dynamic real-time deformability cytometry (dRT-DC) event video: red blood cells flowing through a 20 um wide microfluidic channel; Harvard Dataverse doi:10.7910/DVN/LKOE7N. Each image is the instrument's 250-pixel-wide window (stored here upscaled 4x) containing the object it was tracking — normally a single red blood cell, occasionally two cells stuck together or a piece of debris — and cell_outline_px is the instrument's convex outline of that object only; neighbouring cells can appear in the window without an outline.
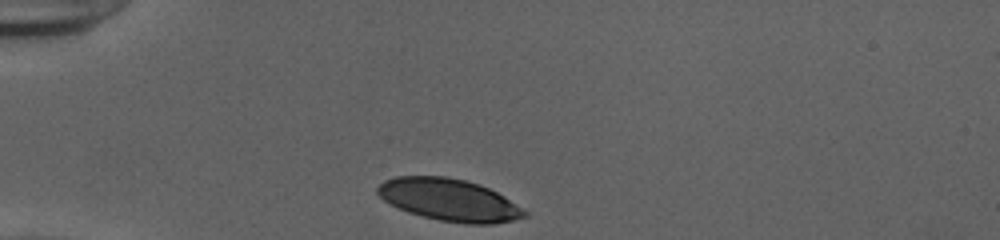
{"species": "human", "species_latin": "Homo sapiens", "temperature_condition": "cold", "stored_images_in_passage": 31, "camera_frame_rate_fps": 3000, "um_per_image_px": 0.085, "donor": {"sex": "female"}, "frame": {"image": 1, "passage_image": 1, "time_ms": 0.0, "image_size_px": [1000, 240], "cell_outline_px": [[528, 216], [516, 220], [492, 224], [468, 224], [440, 220], [408, 212], [388, 204], [376, 192], [376, 188], [384, 180], [396, 176], [448, 176], [480, 184], [504, 196], [528, 212]], "centroid_in_image_um": [38.18, 16.99], "position_along_channel_um": 46.8, "area_um2": 36.18}}
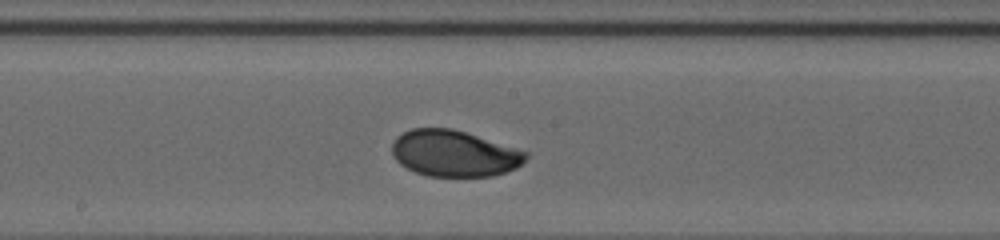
{"frame": {"image": 2, "passage_image": 16, "time_ms": 5.0, "image_size_px": [1000, 240], "cell_outline_px": [[528, 156], [516, 168], [492, 176], [428, 176], [416, 172], [400, 164], [392, 156], [392, 144], [396, 136], [412, 128], [452, 128], [516, 148], [528, 152]], "centroid_in_image_um": [38.57, 13.04], "position_along_channel_um": 209.6, "area_um2": 35.89}}
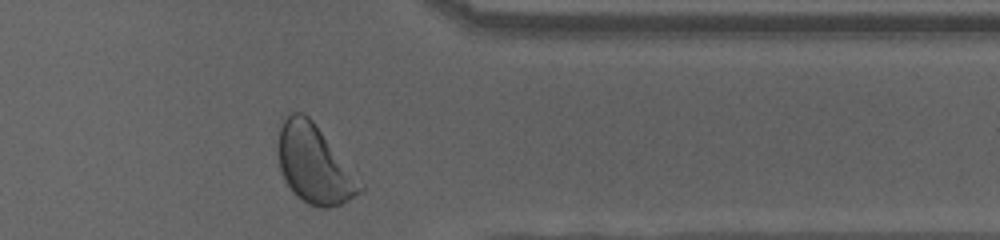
{"frame": {"image": 3, "passage_image": 30, "time_ms": 9.667, "image_size_px": [1000, 240], "cell_outline_px": [[364, 192], [340, 204], [328, 208], [320, 208], [308, 204], [296, 196], [284, 180], [280, 168], [276, 144], [280, 128], [284, 120], [292, 112], [300, 112], [308, 116], [312, 120], [364, 184]], "centroid_in_image_um": [26.71, 13.99], "position_along_channel_um": 384.7, "area_um2": 37.45}, "authors_computed_cell_mechanics": {"area_um2": 36.4718, "velocity_mm_per_s": 3.866, "shape_relaxation_time_tau1_ms": 2.8948, "shape_relaxation_time_tau2_ms": null, "deformation_change_tau1": 0.132, "deformation_change_tau2": null}}